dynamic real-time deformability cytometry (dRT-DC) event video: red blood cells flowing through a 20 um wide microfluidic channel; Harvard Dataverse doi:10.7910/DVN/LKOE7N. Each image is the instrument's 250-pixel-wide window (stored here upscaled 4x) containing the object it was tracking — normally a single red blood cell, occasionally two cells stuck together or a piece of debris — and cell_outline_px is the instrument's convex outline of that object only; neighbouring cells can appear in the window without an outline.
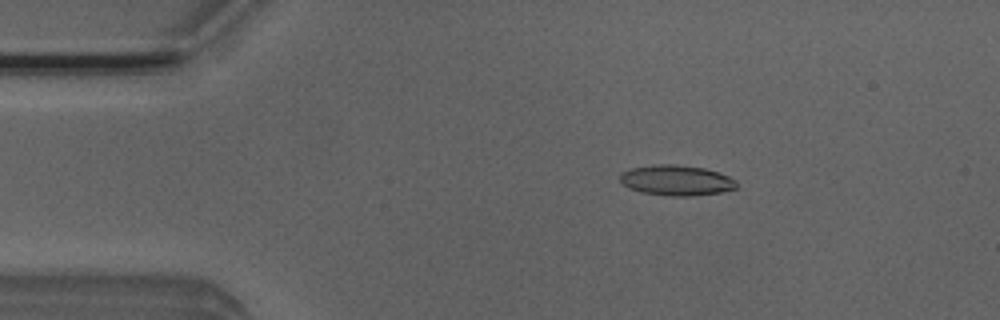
{"species": "Egyptian fruit bat (a non-hibernating species)", "species_latin": "Rousettus aegyptiacus", "temperature_condition": "room temperature", "stored_images_in_passage": 37, "camera_frame_rate_fps": 3000, "um_per_image_px": 0.085, "animal": {"sex": "male"}, "frame": {"image": 1, "passage_image": 8, "time_ms": 2.333, "image_size_px": [1000, 320], "cell_outline_px": [[736, 188], [720, 192], [692, 196], [672, 196], [640, 192], [628, 188], [620, 180], [620, 172], [632, 168], [652, 164], [676, 164], [704, 168], [728, 176], [736, 180]], "centroid_in_image_um": [57.46, 15.32], "position_along_channel_um": 27.5, "area_um2": 20.63}}
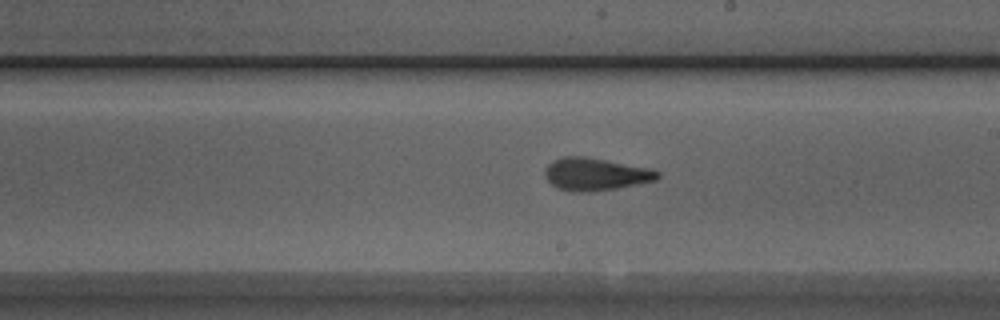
{"frame": {"image": 2, "passage_image": 28, "time_ms": 9.0, "image_size_px": [1000, 320], "cell_outline_px": [[660, 176], [656, 180], [616, 188], [592, 192], [572, 192], [556, 188], [544, 176], [544, 168], [552, 160], [564, 156], [584, 156], [652, 168], [660, 172]], "centroid_in_image_um": [50.59, 14.8], "position_along_channel_um": 238.4, "area_um2": 21.62}}
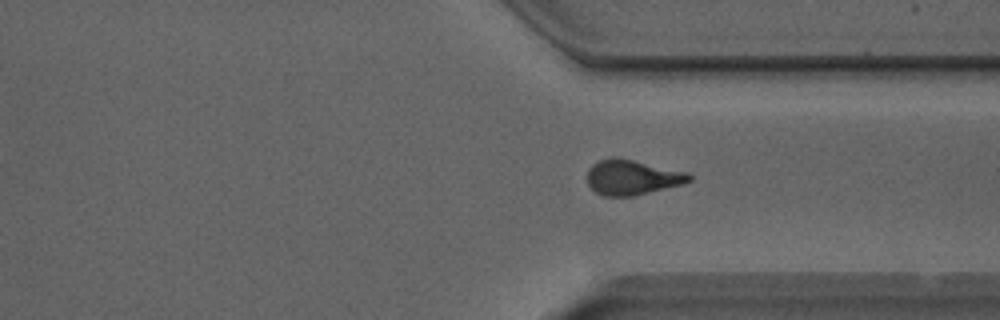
{"frame": {"image": 3, "passage_image": 37, "time_ms": 12.0, "image_size_px": [1000, 320], "cell_outline_px": [[692, 180], [684, 184], [632, 196], [604, 196], [596, 192], [588, 184], [588, 168], [592, 164], [600, 160], [612, 156], [616, 156], [688, 172], [692, 176]], "centroid_in_image_um": [53.74, 15.06], "position_along_channel_um": 357.7, "area_um2": 20.92}}